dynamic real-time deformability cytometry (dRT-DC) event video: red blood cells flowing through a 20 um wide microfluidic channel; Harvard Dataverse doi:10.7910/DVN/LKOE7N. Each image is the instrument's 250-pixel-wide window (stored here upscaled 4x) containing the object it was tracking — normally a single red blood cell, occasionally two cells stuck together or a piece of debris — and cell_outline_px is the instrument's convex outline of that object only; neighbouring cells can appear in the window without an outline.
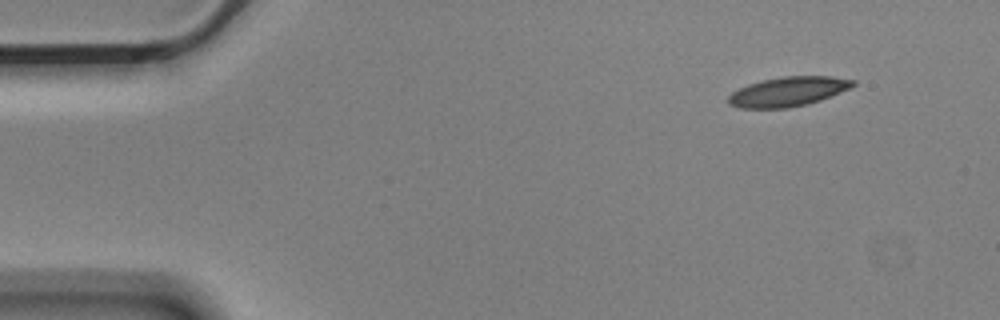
{"species": "Egyptian fruit bat (a non-hibernating species)", "species_latin": "Rousettus aegyptiacus", "temperature_condition": "cold", "stored_images_in_passage": 5, "segment_of_instrument_passage": [1, 2], "camera_frame_rate_fps": 3000, "um_per_image_px": 0.085, "animal": {"sex": "male"}, "frame": {"image": 1, "passage_image": 1, "time_ms": 0.0, "image_size_px": [1000, 320], "cell_outline_px": [[856, 84], [840, 92], [820, 100], [808, 104], [788, 108], [740, 108], [728, 104], [728, 96], [732, 92], [748, 84], [780, 76], [832, 76], [856, 80]], "centroid_in_image_um": [66.98, 7.78], "position_along_channel_um": 18.0, "area_um2": 21.39}}